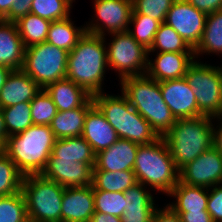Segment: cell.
Returning <instances> with one entry per match:
<instances>
[{"label":"cell","mask_w":222,"mask_h":222,"mask_svg":"<svg viewBox=\"0 0 222 222\" xmlns=\"http://www.w3.org/2000/svg\"><path fill=\"white\" fill-rule=\"evenodd\" d=\"M213 120H216L217 124L213 128V147L222 155V113L212 117Z\"/></svg>","instance_id":"f6af8a7d"},{"label":"cell","mask_w":222,"mask_h":222,"mask_svg":"<svg viewBox=\"0 0 222 222\" xmlns=\"http://www.w3.org/2000/svg\"><path fill=\"white\" fill-rule=\"evenodd\" d=\"M175 0H132V14H144L163 23Z\"/></svg>","instance_id":"f35d334b"},{"label":"cell","mask_w":222,"mask_h":222,"mask_svg":"<svg viewBox=\"0 0 222 222\" xmlns=\"http://www.w3.org/2000/svg\"><path fill=\"white\" fill-rule=\"evenodd\" d=\"M206 15L222 9V0H186Z\"/></svg>","instance_id":"7bdbcfd3"},{"label":"cell","mask_w":222,"mask_h":222,"mask_svg":"<svg viewBox=\"0 0 222 222\" xmlns=\"http://www.w3.org/2000/svg\"><path fill=\"white\" fill-rule=\"evenodd\" d=\"M163 99L175 119L204 116L185 77L159 82Z\"/></svg>","instance_id":"9a60e30c"},{"label":"cell","mask_w":222,"mask_h":222,"mask_svg":"<svg viewBox=\"0 0 222 222\" xmlns=\"http://www.w3.org/2000/svg\"><path fill=\"white\" fill-rule=\"evenodd\" d=\"M137 182L133 171H93V190L125 192Z\"/></svg>","instance_id":"f1b7e54d"},{"label":"cell","mask_w":222,"mask_h":222,"mask_svg":"<svg viewBox=\"0 0 222 222\" xmlns=\"http://www.w3.org/2000/svg\"><path fill=\"white\" fill-rule=\"evenodd\" d=\"M133 172L138 183L167 196L179 182V169L163 137L150 144L139 145Z\"/></svg>","instance_id":"5b68a950"},{"label":"cell","mask_w":222,"mask_h":222,"mask_svg":"<svg viewBox=\"0 0 222 222\" xmlns=\"http://www.w3.org/2000/svg\"><path fill=\"white\" fill-rule=\"evenodd\" d=\"M90 222H121V217L101 212H94Z\"/></svg>","instance_id":"7dc6e473"},{"label":"cell","mask_w":222,"mask_h":222,"mask_svg":"<svg viewBox=\"0 0 222 222\" xmlns=\"http://www.w3.org/2000/svg\"><path fill=\"white\" fill-rule=\"evenodd\" d=\"M5 144L0 140V155L4 152Z\"/></svg>","instance_id":"f5cc1de1"},{"label":"cell","mask_w":222,"mask_h":222,"mask_svg":"<svg viewBox=\"0 0 222 222\" xmlns=\"http://www.w3.org/2000/svg\"><path fill=\"white\" fill-rule=\"evenodd\" d=\"M207 15L186 0H175L167 12L165 23L171 26L194 50L201 40Z\"/></svg>","instance_id":"7c38bea8"},{"label":"cell","mask_w":222,"mask_h":222,"mask_svg":"<svg viewBox=\"0 0 222 222\" xmlns=\"http://www.w3.org/2000/svg\"><path fill=\"white\" fill-rule=\"evenodd\" d=\"M69 52L48 42L25 48L22 70L41 88L66 78Z\"/></svg>","instance_id":"ba28073f"},{"label":"cell","mask_w":222,"mask_h":222,"mask_svg":"<svg viewBox=\"0 0 222 222\" xmlns=\"http://www.w3.org/2000/svg\"><path fill=\"white\" fill-rule=\"evenodd\" d=\"M72 4L70 0H33L30 13L52 22L69 17Z\"/></svg>","instance_id":"d590c367"},{"label":"cell","mask_w":222,"mask_h":222,"mask_svg":"<svg viewBox=\"0 0 222 222\" xmlns=\"http://www.w3.org/2000/svg\"><path fill=\"white\" fill-rule=\"evenodd\" d=\"M51 154L57 158L75 159V162L95 167L96 154L82 136L56 139Z\"/></svg>","instance_id":"4316f807"},{"label":"cell","mask_w":222,"mask_h":222,"mask_svg":"<svg viewBox=\"0 0 222 222\" xmlns=\"http://www.w3.org/2000/svg\"><path fill=\"white\" fill-rule=\"evenodd\" d=\"M168 195L170 198H175V201L166 204L174 212L207 210L208 189L206 188L179 181Z\"/></svg>","instance_id":"cb8c5ba5"},{"label":"cell","mask_w":222,"mask_h":222,"mask_svg":"<svg viewBox=\"0 0 222 222\" xmlns=\"http://www.w3.org/2000/svg\"><path fill=\"white\" fill-rule=\"evenodd\" d=\"M148 51V55L150 56L151 52L194 53V50L187 42L165 22L161 23L155 34L153 44Z\"/></svg>","instance_id":"f546056e"},{"label":"cell","mask_w":222,"mask_h":222,"mask_svg":"<svg viewBox=\"0 0 222 222\" xmlns=\"http://www.w3.org/2000/svg\"><path fill=\"white\" fill-rule=\"evenodd\" d=\"M11 71H12L11 68L0 65V90L5 84L6 79L8 78V75L10 74Z\"/></svg>","instance_id":"f907efd6"},{"label":"cell","mask_w":222,"mask_h":222,"mask_svg":"<svg viewBox=\"0 0 222 222\" xmlns=\"http://www.w3.org/2000/svg\"><path fill=\"white\" fill-rule=\"evenodd\" d=\"M179 172V181L182 183L212 188L222 184V155L212 147L183 166Z\"/></svg>","instance_id":"4fadbf2b"},{"label":"cell","mask_w":222,"mask_h":222,"mask_svg":"<svg viewBox=\"0 0 222 222\" xmlns=\"http://www.w3.org/2000/svg\"><path fill=\"white\" fill-rule=\"evenodd\" d=\"M81 136L91 145L95 154L109 148L119 139L115 129L95 104L86 114Z\"/></svg>","instance_id":"d6986e66"},{"label":"cell","mask_w":222,"mask_h":222,"mask_svg":"<svg viewBox=\"0 0 222 222\" xmlns=\"http://www.w3.org/2000/svg\"><path fill=\"white\" fill-rule=\"evenodd\" d=\"M7 138L8 136H7L6 126H5L4 116L0 108V140L5 144Z\"/></svg>","instance_id":"681fc988"},{"label":"cell","mask_w":222,"mask_h":222,"mask_svg":"<svg viewBox=\"0 0 222 222\" xmlns=\"http://www.w3.org/2000/svg\"><path fill=\"white\" fill-rule=\"evenodd\" d=\"M25 47L15 22L0 20V65L12 70L23 66Z\"/></svg>","instance_id":"44dd1931"},{"label":"cell","mask_w":222,"mask_h":222,"mask_svg":"<svg viewBox=\"0 0 222 222\" xmlns=\"http://www.w3.org/2000/svg\"><path fill=\"white\" fill-rule=\"evenodd\" d=\"M95 212L122 217L125 209L124 192L93 190Z\"/></svg>","instance_id":"74e56055"},{"label":"cell","mask_w":222,"mask_h":222,"mask_svg":"<svg viewBox=\"0 0 222 222\" xmlns=\"http://www.w3.org/2000/svg\"><path fill=\"white\" fill-rule=\"evenodd\" d=\"M33 125H50L57 111L51 96L44 88L30 102Z\"/></svg>","instance_id":"8d00e7d4"},{"label":"cell","mask_w":222,"mask_h":222,"mask_svg":"<svg viewBox=\"0 0 222 222\" xmlns=\"http://www.w3.org/2000/svg\"><path fill=\"white\" fill-rule=\"evenodd\" d=\"M145 185L136 183L124 192L125 209L124 213H154L158 205L155 198Z\"/></svg>","instance_id":"4dcf8cb0"},{"label":"cell","mask_w":222,"mask_h":222,"mask_svg":"<svg viewBox=\"0 0 222 222\" xmlns=\"http://www.w3.org/2000/svg\"><path fill=\"white\" fill-rule=\"evenodd\" d=\"M15 23L25 48L46 42L51 21L28 13L20 17Z\"/></svg>","instance_id":"83f0119b"},{"label":"cell","mask_w":222,"mask_h":222,"mask_svg":"<svg viewBox=\"0 0 222 222\" xmlns=\"http://www.w3.org/2000/svg\"><path fill=\"white\" fill-rule=\"evenodd\" d=\"M207 211L213 222H222V184L208 189Z\"/></svg>","instance_id":"ab89813d"},{"label":"cell","mask_w":222,"mask_h":222,"mask_svg":"<svg viewBox=\"0 0 222 222\" xmlns=\"http://www.w3.org/2000/svg\"><path fill=\"white\" fill-rule=\"evenodd\" d=\"M55 136L49 125H32L8 136L4 152L25 176L41 174L48 163Z\"/></svg>","instance_id":"3957f363"},{"label":"cell","mask_w":222,"mask_h":222,"mask_svg":"<svg viewBox=\"0 0 222 222\" xmlns=\"http://www.w3.org/2000/svg\"><path fill=\"white\" fill-rule=\"evenodd\" d=\"M107 67L105 37L85 32L69 52L66 78L94 96L104 92Z\"/></svg>","instance_id":"6da1fadb"},{"label":"cell","mask_w":222,"mask_h":222,"mask_svg":"<svg viewBox=\"0 0 222 222\" xmlns=\"http://www.w3.org/2000/svg\"><path fill=\"white\" fill-rule=\"evenodd\" d=\"M33 0H14L9 13L2 19L6 22H15L20 17L30 13Z\"/></svg>","instance_id":"60d3db41"},{"label":"cell","mask_w":222,"mask_h":222,"mask_svg":"<svg viewBox=\"0 0 222 222\" xmlns=\"http://www.w3.org/2000/svg\"><path fill=\"white\" fill-rule=\"evenodd\" d=\"M26 200L22 191L0 197V222H28Z\"/></svg>","instance_id":"e575fe53"},{"label":"cell","mask_w":222,"mask_h":222,"mask_svg":"<svg viewBox=\"0 0 222 222\" xmlns=\"http://www.w3.org/2000/svg\"><path fill=\"white\" fill-rule=\"evenodd\" d=\"M41 89L22 69L12 70L0 90V108L31 102Z\"/></svg>","instance_id":"ffe728a7"},{"label":"cell","mask_w":222,"mask_h":222,"mask_svg":"<svg viewBox=\"0 0 222 222\" xmlns=\"http://www.w3.org/2000/svg\"><path fill=\"white\" fill-rule=\"evenodd\" d=\"M64 189L42 174L25 175L21 191L26 200L28 219L33 222H61Z\"/></svg>","instance_id":"52a82bcc"},{"label":"cell","mask_w":222,"mask_h":222,"mask_svg":"<svg viewBox=\"0 0 222 222\" xmlns=\"http://www.w3.org/2000/svg\"><path fill=\"white\" fill-rule=\"evenodd\" d=\"M95 212L93 186L67 187L61 205V222H90Z\"/></svg>","instance_id":"2e32d148"},{"label":"cell","mask_w":222,"mask_h":222,"mask_svg":"<svg viewBox=\"0 0 222 222\" xmlns=\"http://www.w3.org/2000/svg\"><path fill=\"white\" fill-rule=\"evenodd\" d=\"M92 1L95 14L93 20L84 25L86 32L106 37V34L128 30L133 11L132 0Z\"/></svg>","instance_id":"8fae6325"},{"label":"cell","mask_w":222,"mask_h":222,"mask_svg":"<svg viewBox=\"0 0 222 222\" xmlns=\"http://www.w3.org/2000/svg\"><path fill=\"white\" fill-rule=\"evenodd\" d=\"M220 72V86H221V100H222V65L219 67Z\"/></svg>","instance_id":"816d5d0a"},{"label":"cell","mask_w":222,"mask_h":222,"mask_svg":"<svg viewBox=\"0 0 222 222\" xmlns=\"http://www.w3.org/2000/svg\"><path fill=\"white\" fill-rule=\"evenodd\" d=\"M181 222H213L210 213L207 210L176 212Z\"/></svg>","instance_id":"ee69618b"},{"label":"cell","mask_w":222,"mask_h":222,"mask_svg":"<svg viewBox=\"0 0 222 222\" xmlns=\"http://www.w3.org/2000/svg\"><path fill=\"white\" fill-rule=\"evenodd\" d=\"M151 222H181L179 215L174 212L169 206L158 208L152 215Z\"/></svg>","instance_id":"b9f144b4"},{"label":"cell","mask_w":222,"mask_h":222,"mask_svg":"<svg viewBox=\"0 0 222 222\" xmlns=\"http://www.w3.org/2000/svg\"><path fill=\"white\" fill-rule=\"evenodd\" d=\"M212 53L222 56V9L207 15L201 40L194 49L195 59Z\"/></svg>","instance_id":"484cf974"},{"label":"cell","mask_w":222,"mask_h":222,"mask_svg":"<svg viewBox=\"0 0 222 222\" xmlns=\"http://www.w3.org/2000/svg\"><path fill=\"white\" fill-rule=\"evenodd\" d=\"M70 17L52 21L46 39V42L67 52L76 47L79 39L86 32L85 26H76Z\"/></svg>","instance_id":"d4e9b609"},{"label":"cell","mask_w":222,"mask_h":222,"mask_svg":"<svg viewBox=\"0 0 222 222\" xmlns=\"http://www.w3.org/2000/svg\"><path fill=\"white\" fill-rule=\"evenodd\" d=\"M185 78L193 89L199 111L204 116L222 113L219 66L195 59L188 67Z\"/></svg>","instance_id":"30bf717a"},{"label":"cell","mask_w":222,"mask_h":222,"mask_svg":"<svg viewBox=\"0 0 222 222\" xmlns=\"http://www.w3.org/2000/svg\"><path fill=\"white\" fill-rule=\"evenodd\" d=\"M92 98L119 138L139 145L150 144L159 138L150 123L130 105L122 92L121 95H113L104 91Z\"/></svg>","instance_id":"8992f818"},{"label":"cell","mask_w":222,"mask_h":222,"mask_svg":"<svg viewBox=\"0 0 222 222\" xmlns=\"http://www.w3.org/2000/svg\"><path fill=\"white\" fill-rule=\"evenodd\" d=\"M139 144L119 138L96 154L93 171H133Z\"/></svg>","instance_id":"ac0fdd59"},{"label":"cell","mask_w":222,"mask_h":222,"mask_svg":"<svg viewBox=\"0 0 222 222\" xmlns=\"http://www.w3.org/2000/svg\"><path fill=\"white\" fill-rule=\"evenodd\" d=\"M14 0H0V20H2L10 11Z\"/></svg>","instance_id":"c3c4849f"},{"label":"cell","mask_w":222,"mask_h":222,"mask_svg":"<svg viewBox=\"0 0 222 222\" xmlns=\"http://www.w3.org/2000/svg\"><path fill=\"white\" fill-rule=\"evenodd\" d=\"M160 25V21H157L154 18H150L147 15L132 14L127 32L134 38L136 42L149 50L153 44L155 34L158 31ZM131 26L133 29L130 28Z\"/></svg>","instance_id":"1f68e13d"},{"label":"cell","mask_w":222,"mask_h":222,"mask_svg":"<svg viewBox=\"0 0 222 222\" xmlns=\"http://www.w3.org/2000/svg\"><path fill=\"white\" fill-rule=\"evenodd\" d=\"M153 213H123L121 222H151Z\"/></svg>","instance_id":"bcb514c9"},{"label":"cell","mask_w":222,"mask_h":222,"mask_svg":"<svg viewBox=\"0 0 222 222\" xmlns=\"http://www.w3.org/2000/svg\"><path fill=\"white\" fill-rule=\"evenodd\" d=\"M94 105L91 98L84 106L68 111H58L50 123L56 139L79 137L82 135L88 110Z\"/></svg>","instance_id":"603a6c76"},{"label":"cell","mask_w":222,"mask_h":222,"mask_svg":"<svg viewBox=\"0 0 222 222\" xmlns=\"http://www.w3.org/2000/svg\"><path fill=\"white\" fill-rule=\"evenodd\" d=\"M119 82L121 92L130 105L150 123L159 137H163L176 119L163 99L159 82L146 74L127 77Z\"/></svg>","instance_id":"7a4b0ae2"},{"label":"cell","mask_w":222,"mask_h":222,"mask_svg":"<svg viewBox=\"0 0 222 222\" xmlns=\"http://www.w3.org/2000/svg\"><path fill=\"white\" fill-rule=\"evenodd\" d=\"M194 60V53H156L155 59L148 57L146 75L158 82L182 78Z\"/></svg>","instance_id":"e0dca14e"},{"label":"cell","mask_w":222,"mask_h":222,"mask_svg":"<svg viewBox=\"0 0 222 222\" xmlns=\"http://www.w3.org/2000/svg\"><path fill=\"white\" fill-rule=\"evenodd\" d=\"M108 35L113 37L110 43H106L105 37L108 67L118 74L120 81L127 77L145 75L148 49L136 42L127 31Z\"/></svg>","instance_id":"9c48e42d"},{"label":"cell","mask_w":222,"mask_h":222,"mask_svg":"<svg viewBox=\"0 0 222 222\" xmlns=\"http://www.w3.org/2000/svg\"><path fill=\"white\" fill-rule=\"evenodd\" d=\"M4 116L7 136L25 131L33 125L30 102H22L16 105L1 108Z\"/></svg>","instance_id":"d6a6232c"},{"label":"cell","mask_w":222,"mask_h":222,"mask_svg":"<svg viewBox=\"0 0 222 222\" xmlns=\"http://www.w3.org/2000/svg\"><path fill=\"white\" fill-rule=\"evenodd\" d=\"M41 174L65 188L86 187L92 185L93 167L75 162V159L57 158L50 154L47 166Z\"/></svg>","instance_id":"5bb4252c"},{"label":"cell","mask_w":222,"mask_h":222,"mask_svg":"<svg viewBox=\"0 0 222 222\" xmlns=\"http://www.w3.org/2000/svg\"><path fill=\"white\" fill-rule=\"evenodd\" d=\"M57 111H68L84 106L91 98L85 89L67 78L48 84L45 88Z\"/></svg>","instance_id":"7402d4cb"},{"label":"cell","mask_w":222,"mask_h":222,"mask_svg":"<svg viewBox=\"0 0 222 222\" xmlns=\"http://www.w3.org/2000/svg\"><path fill=\"white\" fill-rule=\"evenodd\" d=\"M214 120L211 116L176 119L163 136L170 155L180 170L213 147Z\"/></svg>","instance_id":"277c9868"},{"label":"cell","mask_w":222,"mask_h":222,"mask_svg":"<svg viewBox=\"0 0 222 222\" xmlns=\"http://www.w3.org/2000/svg\"><path fill=\"white\" fill-rule=\"evenodd\" d=\"M24 175L3 152L0 155V197L9 196L21 191Z\"/></svg>","instance_id":"836d02e7"}]
</instances>
